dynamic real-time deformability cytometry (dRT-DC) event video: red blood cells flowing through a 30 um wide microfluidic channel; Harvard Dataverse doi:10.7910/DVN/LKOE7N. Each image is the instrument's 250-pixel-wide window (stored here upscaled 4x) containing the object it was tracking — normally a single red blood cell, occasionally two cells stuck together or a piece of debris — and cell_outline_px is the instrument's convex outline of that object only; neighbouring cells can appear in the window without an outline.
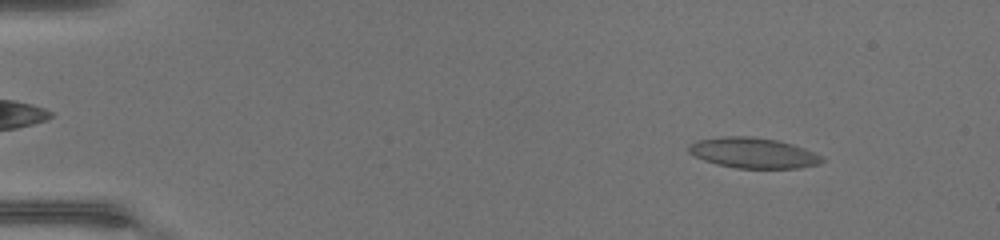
{"species": "common noctule bat (a hibernating species)", "species_latin": "Nyctalus noctula", "temperature_condition": "warm", "stored_images_in_passage": 43, "camera_frame_rate_fps": 3000, "um_per_image_px": 0.085, "animal": {"sex": "female", "body_mass_g": 17.0, "forearm_length_mm": 48.0}, "frame": {"image": 1, "passage_image": 1, "time_ms": 0.0, "image_size_px": [1000, 240], "cell_outline_px": [[824, 160], [820, 164], [800, 168], [736, 168], [704, 160], [688, 152], [688, 144], [696, 140], [728, 136], [748, 136], [776, 140], [792, 144], [804, 148], [820, 156]], "centroid_in_image_um": [64.01, 13.0], "position_along_channel_um": 21.0, "area_um2": 23.41}}
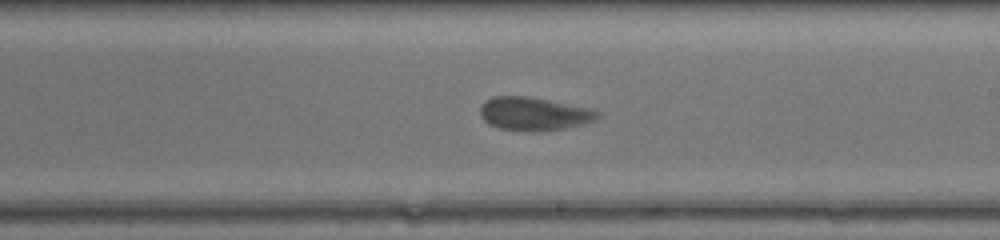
{"frame": {"image": 2, "passage_image": 24, "time_ms": 7.667, "image_size_px": [1000, 240], "cell_outline_px": [[596, 120], [564, 128], [500, 128], [488, 124], [480, 116], [480, 108], [492, 96], [528, 96], [548, 100], [584, 108], [596, 112]], "centroid_in_image_um": [45.28, 9.62], "position_along_channel_um": 243.7, "area_um2": 21.15}}
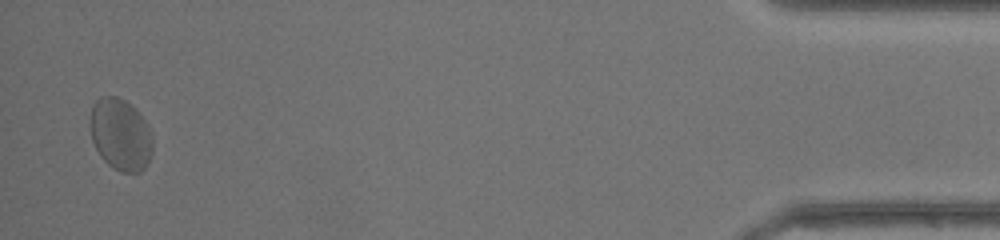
{"frame": {"image": 3, "passage_image": 42, "time_ms": 13.667, "image_size_px": [1000, 240], "cell_outline_px": [[152, 152], [148, 164], [140, 172], [120, 172], [108, 164], [104, 160], [96, 148], [92, 140], [92, 104], [100, 96], [116, 96], [124, 100], [144, 120], [152, 140]], "centroid_in_image_um": [10.25, 11.46], "position_along_channel_um": 425.0, "area_um2": 25.49}, "authors_computed_cell_mechanics": {"area_um2": 22.542, "velocity_mm_per_s": 4.3893, "shape_relaxation_time_tau1_ms": 5.8929, "shape_relaxation_time_tau2_ms": 0.8581, "deformation_change_tau1": 0.1466, "deformation_change_tau2": 0.0718}}